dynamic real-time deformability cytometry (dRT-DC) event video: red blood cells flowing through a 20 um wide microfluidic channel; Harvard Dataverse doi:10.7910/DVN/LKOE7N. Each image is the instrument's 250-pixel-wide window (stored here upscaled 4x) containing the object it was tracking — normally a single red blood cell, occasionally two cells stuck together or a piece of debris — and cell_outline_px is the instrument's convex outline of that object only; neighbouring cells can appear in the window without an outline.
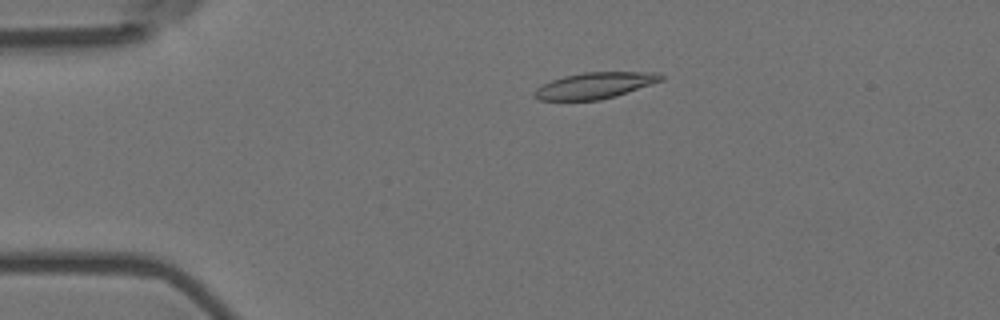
{"species": "Egyptian fruit bat (a non-hibernating species)", "species_latin": "Rousettus aegyptiacus", "temperature_condition": "room temperature", "stored_images_in_passage": 49, "camera_frame_rate_fps": 3000, "um_per_image_px": 0.085, "animal": {"sex": "female"}, "frame": {"image": 1, "passage_image": 4, "time_ms": 1.0, "image_size_px": [1000, 320], "cell_outline_px": [[664, 80], [616, 96], [600, 100], [540, 100], [532, 96], [532, 92], [536, 88], [552, 80], [564, 76], [584, 72], [656, 72], [664, 76]], "centroid_in_image_um": [50.56, 7.27], "position_along_channel_um": 34.4, "area_um2": 19.36}}
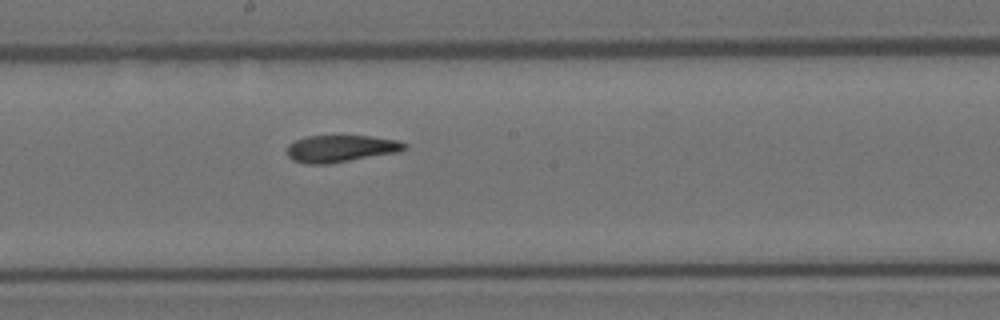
{"frame": {"image": 2, "passage_image": 23, "time_ms": 7.333, "image_size_px": [1000, 320], "cell_outline_px": [[408, 148], [400, 152], [328, 164], [308, 164], [292, 160], [288, 156], [288, 144], [304, 136], [372, 136], [396, 140], [408, 144]], "centroid_in_image_um": [29.0, 12.63], "position_along_channel_um": 219.2, "area_um2": 18.61}}
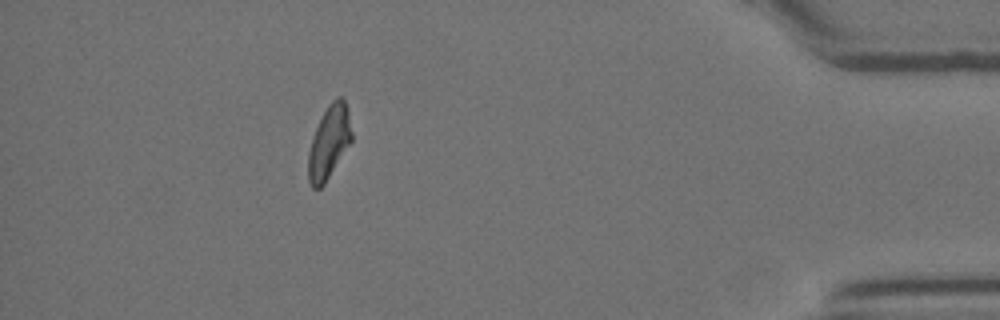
{"frame": {"image": 3, "passage_image": 43, "time_ms": 14.0, "image_size_px": [1000, 320], "cell_outline_px": [[352, 140], [324, 184], [320, 188], [312, 188], [308, 180], [308, 152], [316, 128], [328, 104], [336, 96], [340, 96], [344, 100], [348, 112], [352, 132]], "centroid_in_image_um": [27.96, 12.09], "position_along_channel_um": 407.2, "area_um2": 18.21}, "authors_computed_cell_mechanics": {"area_um2": 18.8428, "velocity_mm_per_s": 3.5885, "shape_relaxation_time_tau1_ms": 10.7728, "shape_relaxation_time_tau2_ms": 8.9236, "deformation_change_tau1": 0.2568, "deformation_change_tau2": 0.1331}}